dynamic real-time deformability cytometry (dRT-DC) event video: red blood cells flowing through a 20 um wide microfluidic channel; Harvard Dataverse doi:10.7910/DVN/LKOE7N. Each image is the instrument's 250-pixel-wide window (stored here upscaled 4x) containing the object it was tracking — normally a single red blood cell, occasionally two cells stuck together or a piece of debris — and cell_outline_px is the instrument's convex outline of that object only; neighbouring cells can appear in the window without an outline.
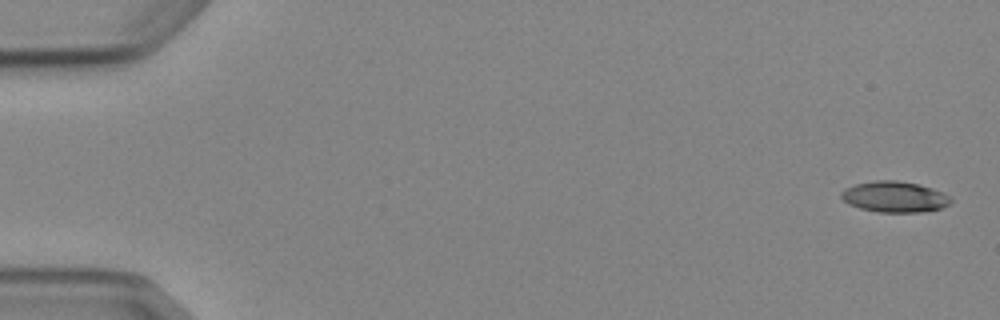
{"species": "Egyptian fruit bat (a non-hibernating species)", "species_latin": "Rousettus aegyptiacus", "temperature_condition": "cold", "stored_images_in_passage": 5, "camera_frame_rate_fps": 3000, "um_per_image_px": 0.085, "animal": {"sex": "female"}, "frame": {"image": 1, "passage_image": 1, "time_ms": 0.0, "image_size_px": [1000, 320], "cell_outline_px": [[952, 200], [948, 204], [940, 208], [920, 212], [880, 212], [860, 208], [848, 204], [840, 196], [840, 192], [844, 188], [856, 184], [876, 180], [896, 180], [920, 184], [944, 192], [952, 196]], "centroid_in_image_um": [76.04, 16.72], "position_along_channel_um": 9.0, "area_um2": 19.83}}